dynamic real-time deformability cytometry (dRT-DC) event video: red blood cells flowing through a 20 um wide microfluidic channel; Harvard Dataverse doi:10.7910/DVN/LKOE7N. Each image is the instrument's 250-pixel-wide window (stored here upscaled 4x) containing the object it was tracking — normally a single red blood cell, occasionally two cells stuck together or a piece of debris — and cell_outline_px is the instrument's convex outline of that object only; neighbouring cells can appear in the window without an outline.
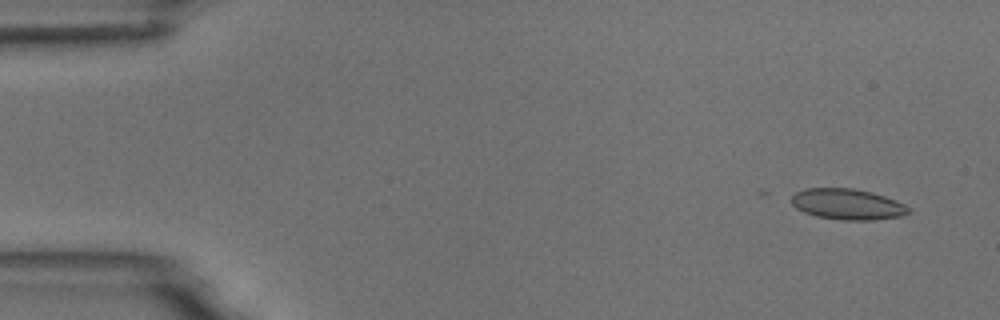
{"species": "common noctule bat (a hibernating species)", "species_latin": "Nyctalus noctula", "temperature_condition": "room temperature", "stored_images_in_passage": 6, "camera_frame_rate_fps": 3000, "um_per_image_px": 0.085, "animal": {"sex": "male", "body_mass_g": 18.8}, "frame": {"image": 1, "passage_image": 1, "time_ms": 0.0, "image_size_px": [1000, 320], "cell_outline_px": [[912, 212], [900, 216], [876, 220], [840, 220], [816, 216], [804, 212], [796, 208], [792, 204], [792, 196], [796, 192], [804, 188], [852, 188], [872, 192], [896, 200], [912, 208]], "centroid_in_image_um": [72.06, 17.36], "position_along_channel_um": 12.9, "area_um2": 21.21}}
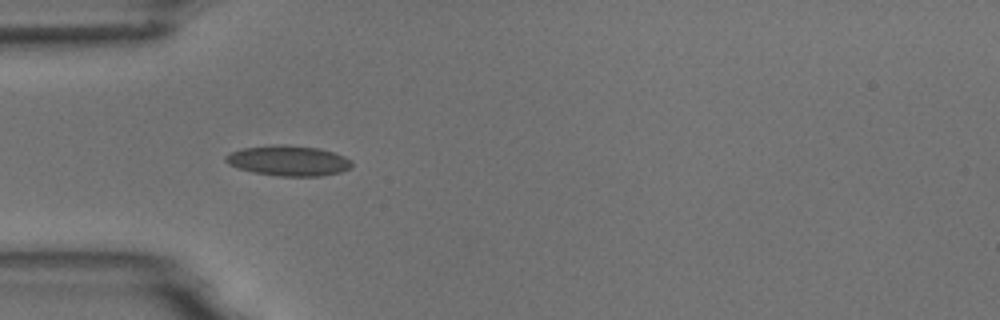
{"frame": {"image": 2, "passage_image": 5, "time_ms": 4.333, "image_size_px": [1000, 320], "cell_outline_px": [[352, 168], [340, 172], [324, 176], [280, 176], [252, 172], [228, 164], [224, 160], [224, 156], [232, 152], [244, 148], [320, 148], [344, 156], [352, 160]], "centroid_in_image_um": [24.58, 13.73], "position_along_channel_um": 60.4, "area_um2": 21.15}}